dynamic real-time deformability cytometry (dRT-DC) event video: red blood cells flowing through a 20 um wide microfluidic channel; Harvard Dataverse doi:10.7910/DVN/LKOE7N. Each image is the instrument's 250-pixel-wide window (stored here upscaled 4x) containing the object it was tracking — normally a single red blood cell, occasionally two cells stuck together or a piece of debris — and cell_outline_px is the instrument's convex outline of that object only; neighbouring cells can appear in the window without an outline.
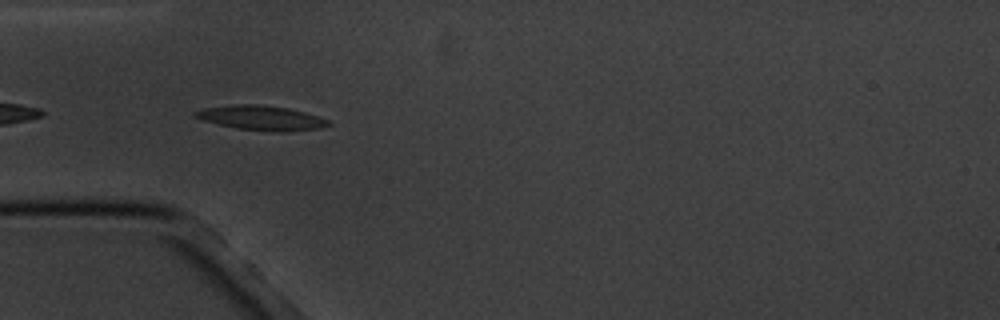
{"species": "common noctule bat (a hibernating species)", "species_latin": "Nyctalus noctula", "temperature_condition": "cold", "stored_images_in_passage": 6, "camera_frame_rate_fps": 3000, "um_per_image_px": 0.085, "animal": {"sex": "male", "body_mass_g": 20.1, "forearm_length_mm": 53.5}, "frame": {"image": 1, "passage_image": 5, "time_ms": 5.667, "image_size_px": [1000, 320], "cell_outline_px": [[332, 124], [320, 128], [280, 132], [276, 132], [236, 128], [200, 120], [192, 116], [192, 112], [204, 108], [236, 104], [256, 104], [288, 108], [304, 112], [328, 120]], "centroid_in_image_um": [22.15, 10.02], "position_along_channel_um": 62.9, "area_um2": 19.02}}
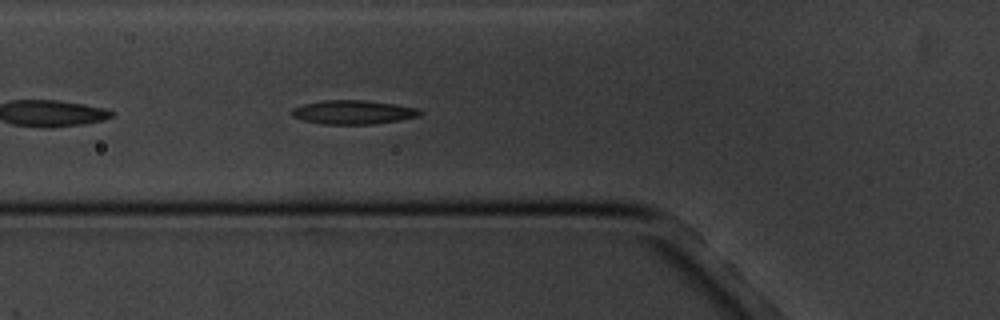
{"frame": {"image": 2, "passage_image": 6, "time_ms": 6.667, "image_size_px": [1000, 320], "cell_outline_px": [[424, 112], [420, 116], [400, 120], [372, 124], [324, 124], [304, 120], [292, 116], [292, 108], [304, 104], [324, 100], [364, 100], [396, 104], [416, 108]], "centroid_in_image_um": [30.06, 9.53], "position_along_channel_um": 95.7, "area_um2": 17.8}}